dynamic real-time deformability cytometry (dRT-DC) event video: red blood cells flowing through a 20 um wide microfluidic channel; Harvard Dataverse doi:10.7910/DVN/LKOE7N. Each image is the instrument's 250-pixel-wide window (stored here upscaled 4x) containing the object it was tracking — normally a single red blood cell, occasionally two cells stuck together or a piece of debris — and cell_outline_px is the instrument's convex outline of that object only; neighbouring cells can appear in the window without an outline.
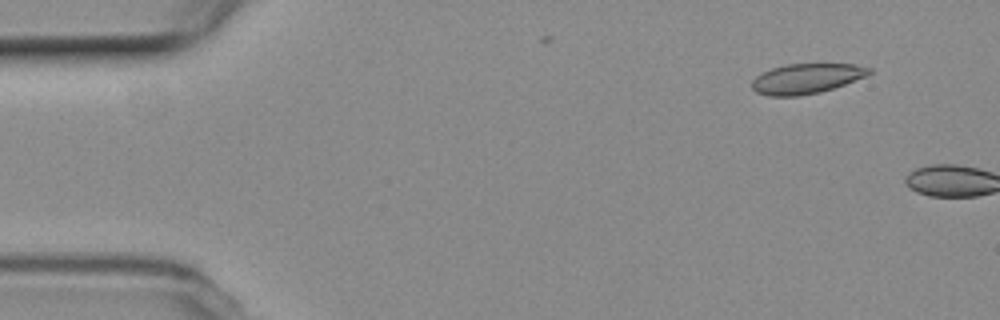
{"species": "common noctule bat (a hibernating species)", "species_latin": "Nyctalus noctula", "temperature_condition": "room temperature", "stored_images_in_passage": 7, "camera_frame_rate_fps": 3000, "um_per_image_px": 0.085, "animal": {"sex": "female", "body_mass_g": 19.3, "forearm_length_mm": 54.1}, "frame": {"image": 1, "passage_image": 5, "time_ms": 1.333, "image_size_px": [1000, 320], "cell_outline_px": [[872, 72], [868, 76], [820, 92], [800, 96], [768, 96], [756, 92], [752, 88], [752, 80], [760, 72], [784, 64], [856, 64], [872, 68]], "centroid_in_image_um": [68.54, 6.67], "position_along_channel_um": 16.5, "area_um2": 20.69}}